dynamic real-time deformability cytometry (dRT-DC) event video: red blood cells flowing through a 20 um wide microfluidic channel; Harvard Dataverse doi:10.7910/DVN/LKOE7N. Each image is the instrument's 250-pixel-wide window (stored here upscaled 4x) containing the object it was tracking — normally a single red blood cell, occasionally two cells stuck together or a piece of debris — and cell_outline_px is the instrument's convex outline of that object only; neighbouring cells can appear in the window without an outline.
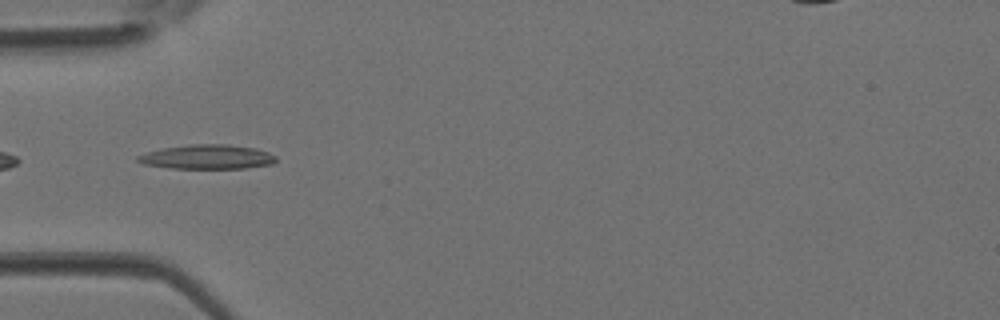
{"species": "Egyptian fruit bat (a non-hibernating species)", "species_latin": "Rousettus aegyptiacus", "temperature_condition": "room temperature", "stored_images_in_passage": 5, "camera_frame_rate_fps": 3000, "um_per_image_px": 0.085, "animal": {"sex": "female"}, "frame": {"image": 1, "passage_image": 4, "time_ms": 1.0, "image_size_px": [1000, 320], "cell_outline_px": [[276, 160], [272, 164], [244, 168], [172, 168], [144, 164], [136, 160], [136, 156], [148, 152], [164, 148], [192, 144], [228, 144], [256, 148], [268, 152], [276, 156]], "centroid_in_image_um": [17.64, 13.33], "position_along_channel_um": 67.4, "area_um2": 19.48}}
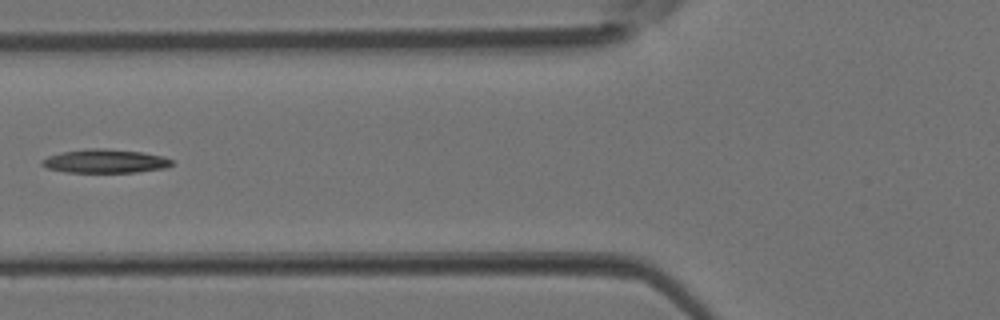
{"frame": {"image": 2, "passage_image": 5, "time_ms": 1.333, "image_size_px": [1000, 320], "cell_outline_px": [[172, 164], [164, 168], [136, 172], [64, 172], [48, 168], [40, 164], [40, 160], [48, 156], [60, 152], [88, 148], [108, 148], [140, 152], [164, 156], [172, 160]], "centroid_in_image_um": [8.89, 13.69], "position_along_channel_um": 116.9, "area_um2": 17.98}}